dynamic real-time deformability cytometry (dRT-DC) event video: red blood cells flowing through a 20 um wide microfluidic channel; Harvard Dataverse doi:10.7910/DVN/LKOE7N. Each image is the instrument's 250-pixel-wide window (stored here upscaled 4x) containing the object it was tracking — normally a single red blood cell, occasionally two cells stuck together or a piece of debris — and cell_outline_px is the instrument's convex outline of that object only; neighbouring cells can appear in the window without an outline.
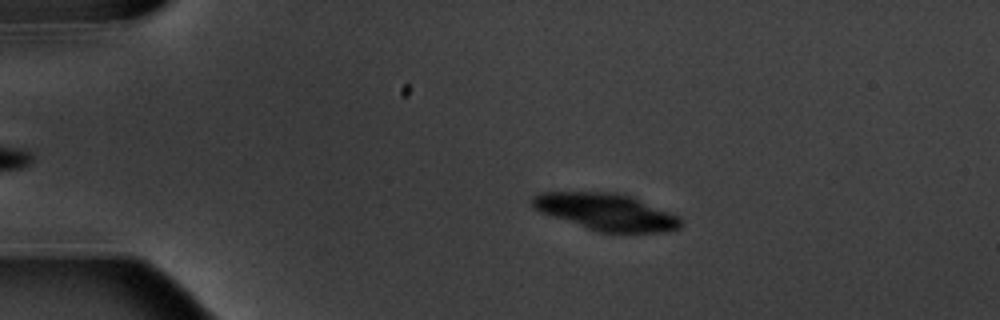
{"species": "common noctule bat (a hibernating species)", "species_latin": "Nyctalus noctula", "temperature_condition": "warm", "stored_images_in_passage": 4, "camera_frame_rate_fps": 3000, "um_per_image_px": 0.085, "animal": {"sex": "male", "body_mass_g": 20.1, "forearm_length_mm": 53.5}, "frame": {"image": 1, "passage_image": 3, "time_ms": 2.333, "image_size_px": [1000, 320], "cell_outline_px": [[684, 224], [680, 228], [668, 232], [596, 232], [540, 212], [532, 208], [532, 196], [536, 192], [616, 192], [632, 196], [680, 216]], "centroid_in_image_um": [51.54, 18.01], "position_along_channel_um": 33.5, "area_um2": 32.31}}